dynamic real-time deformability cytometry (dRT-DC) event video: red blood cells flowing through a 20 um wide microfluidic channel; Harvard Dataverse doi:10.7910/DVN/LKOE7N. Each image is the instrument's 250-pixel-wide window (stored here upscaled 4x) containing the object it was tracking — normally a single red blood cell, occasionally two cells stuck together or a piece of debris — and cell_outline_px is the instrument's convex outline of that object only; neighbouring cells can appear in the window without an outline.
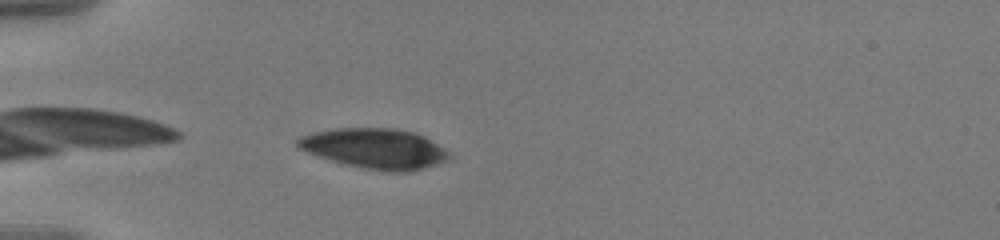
{"species": "human", "species_latin": "Homo sapiens", "temperature_condition": "warm", "stored_images_in_passage": 41, "camera_frame_rate_fps": 3000, "um_per_image_px": 0.085, "donor": {"sex": "male"}, "frame": {"image": 1, "passage_image": 1, "time_ms": 0.0, "image_size_px": [1000, 240], "cell_outline_px": [[452, 156], [448, 160], [424, 168], [408, 172], [388, 172], [364, 168], [344, 164], [308, 152], [300, 148], [296, 144], [296, 140], [312, 132], [332, 128], [396, 128], [412, 132], [424, 136], [448, 152]], "centroid_in_image_um": [31.88, 12.62], "position_along_channel_um": 53.1, "area_um2": 35.2}}
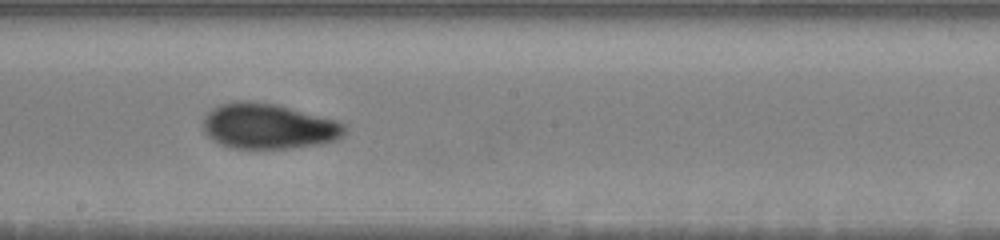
{"frame": {"image": 2, "passage_image": 17, "time_ms": 5.333, "image_size_px": [1000, 240], "cell_outline_px": [[344, 132], [336, 140], [316, 144], [288, 148], [232, 148], [220, 144], [212, 140], [204, 132], [204, 116], [212, 108], [220, 104], [232, 100], [252, 100], [276, 104], [336, 120], [344, 124]], "centroid_in_image_um": [22.75, 10.71], "position_along_channel_um": 225.5, "area_um2": 37.34}}
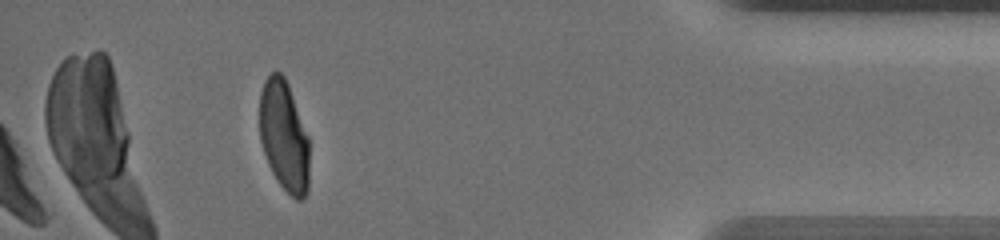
{"frame": {"image": 3, "passage_image": 36, "time_ms": 11.667, "image_size_px": [1000, 240], "cell_outline_px": [[308, 192], [300, 200], [296, 200], [276, 180], [268, 164], [260, 140], [260, 92], [264, 80], [272, 72], [280, 72], [284, 76], [288, 84], [308, 136]], "centroid_in_image_um": [24.13, 11.56], "position_along_channel_um": 411.1, "area_um2": 31.91}, "authors_computed_cell_mechanics": {"area_um2": 36.0672, "velocity_mm_per_s": 3.5834, "shape_relaxation_time_tau1_ms": 4.5366, "shape_relaxation_time_tau2_ms": 1.2207, "deformation_change_tau1": 0.1702, "deformation_change_tau2": 0.0606}}